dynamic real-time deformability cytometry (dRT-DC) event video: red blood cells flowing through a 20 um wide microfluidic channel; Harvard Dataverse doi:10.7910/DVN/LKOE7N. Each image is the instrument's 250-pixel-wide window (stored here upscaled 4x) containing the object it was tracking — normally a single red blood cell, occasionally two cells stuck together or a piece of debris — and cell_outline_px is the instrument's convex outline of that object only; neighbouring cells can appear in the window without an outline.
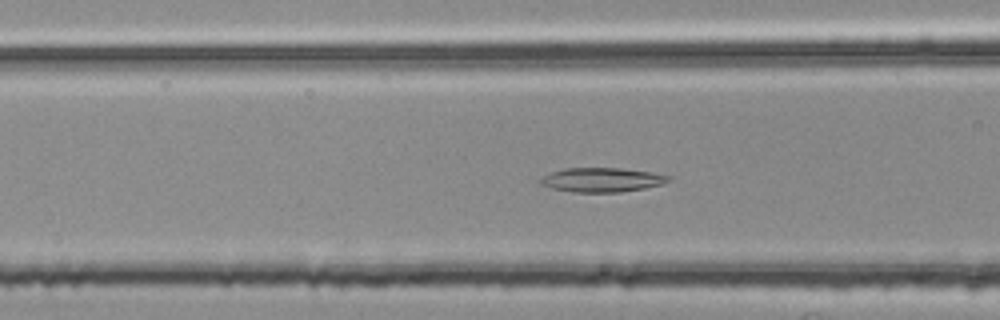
{"species": "common noctule bat (a hibernating species)", "species_latin": "Nyctalus noctula", "temperature_condition": "room temperature", "stored_images_in_passage": 37, "camera_frame_rate_fps": 3000, "um_per_image_px": 0.085, "animal": {"sex": "female", "body_mass_g": 25.1}, "frame": {"image": 1, "passage_image": 5, "time_ms": 1.333, "image_size_px": [1000, 320], "cell_outline_px": [[672, 180], [660, 184], [644, 188], [620, 192], [572, 192], [552, 188], [540, 184], [540, 180], [544, 176], [552, 172], [564, 168], [620, 168], [652, 172], [672, 176]], "centroid_in_image_um": [51.19, 15.28], "position_along_channel_um": 115.4, "area_um2": 18.03}}
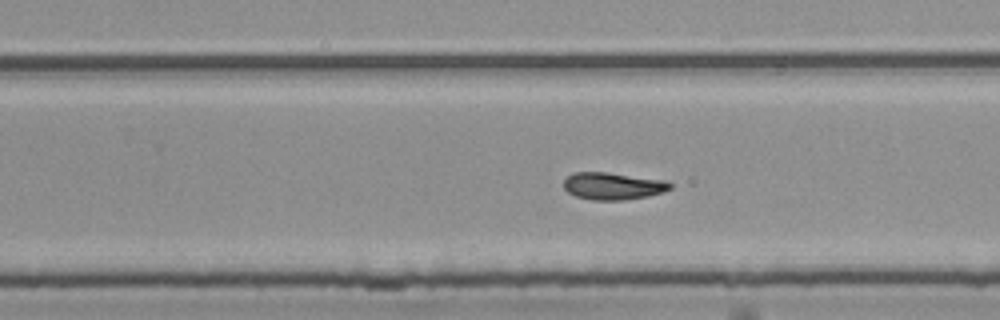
{"frame": {"image": 2, "passage_image": 18, "time_ms": 5.667, "image_size_px": [1000, 320], "cell_outline_px": [[672, 188], [664, 192], [648, 196], [620, 200], [592, 200], [576, 196], [568, 192], [564, 188], [564, 180], [572, 172], [608, 172], [664, 180], [672, 184]], "centroid_in_image_um": [52.1, 15.8], "position_along_channel_um": 277.7, "area_um2": 16.88}}
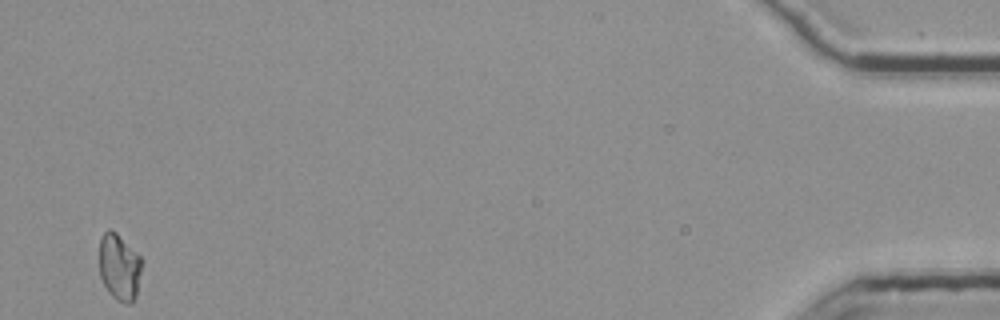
{"frame": {"image": 3, "passage_image": 37, "time_ms": 12.0, "image_size_px": [1000, 320], "cell_outline_px": [[144, 260], [136, 296], [132, 304], [124, 304], [116, 300], [108, 292], [100, 276], [100, 236], [108, 228], [116, 232]], "centroid_in_image_um": [10.17, 22.72], "position_along_channel_um": 425.0, "area_um2": 16.82}, "authors_computed_cell_mechanics": {"area_um2": 16.8776, "velocity_mm_per_s": 3.7565, "shape_relaxation_time_tau1_ms": null, "shape_relaxation_time_tau2_ms": 7.6301, "deformation_change_tau1": null, "deformation_change_tau2": 0.1399}}